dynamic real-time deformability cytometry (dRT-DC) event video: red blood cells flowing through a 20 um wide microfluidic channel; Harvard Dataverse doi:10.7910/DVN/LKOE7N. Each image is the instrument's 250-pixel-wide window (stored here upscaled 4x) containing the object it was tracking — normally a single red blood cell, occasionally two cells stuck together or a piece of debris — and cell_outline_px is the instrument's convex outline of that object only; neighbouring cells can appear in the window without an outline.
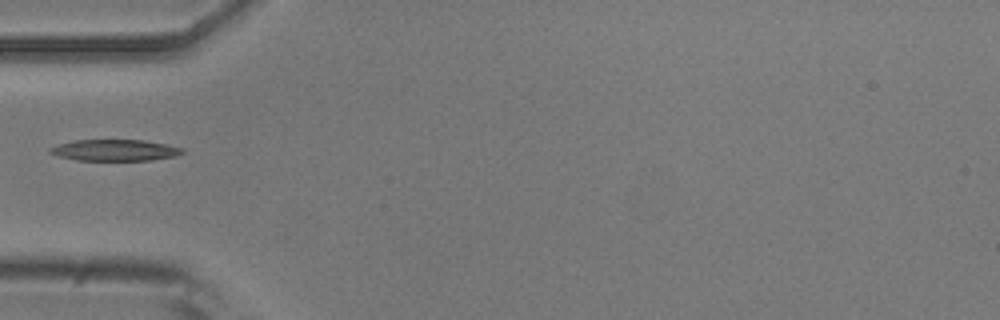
{"species": "common noctule bat (a hibernating species)", "species_latin": "Nyctalus noctula", "temperature_condition": "room temperature", "stored_images_in_passage": 9, "camera_frame_rate_fps": 3000, "um_per_image_px": 0.085, "animal": {"sex": "male", "body_mass_g": 20.5, "forearm_length_mm": 52.5}, "frame": {"image": 1, "passage_image": 1, "time_ms": 0.0, "image_size_px": [1000, 320], "cell_outline_px": [[184, 152], [176, 156], [152, 160], [76, 160], [60, 156], [48, 152], [48, 148], [60, 144], [76, 140], [144, 140], [184, 148]], "centroid_in_image_um": [9.78, 12.77], "position_along_channel_um": 75.2, "area_um2": 16.3}}
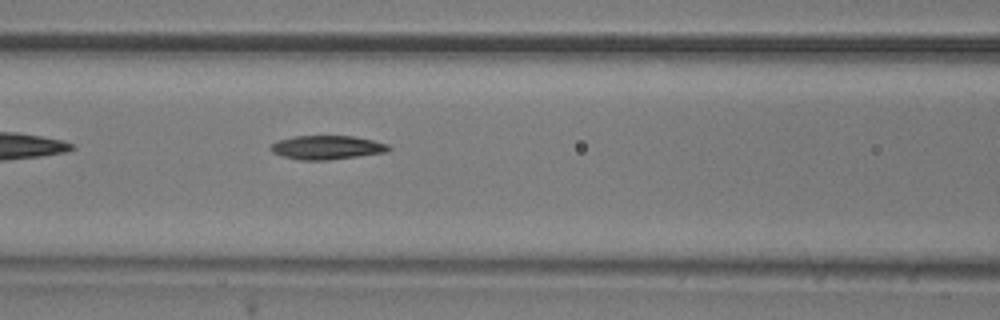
{"frame": {"image": 2, "passage_image": 6, "time_ms": 1.667, "image_size_px": [1000, 320], "cell_outline_px": [[392, 148], [388, 152], [328, 160], [300, 160], [284, 156], [272, 152], [272, 144], [280, 140], [292, 136], [352, 136], [372, 140], [388, 144]], "centroid_in_image_um": [27.84, 12.53], "position_along_channel_um": 138.8, "area_um2": 16.24}}